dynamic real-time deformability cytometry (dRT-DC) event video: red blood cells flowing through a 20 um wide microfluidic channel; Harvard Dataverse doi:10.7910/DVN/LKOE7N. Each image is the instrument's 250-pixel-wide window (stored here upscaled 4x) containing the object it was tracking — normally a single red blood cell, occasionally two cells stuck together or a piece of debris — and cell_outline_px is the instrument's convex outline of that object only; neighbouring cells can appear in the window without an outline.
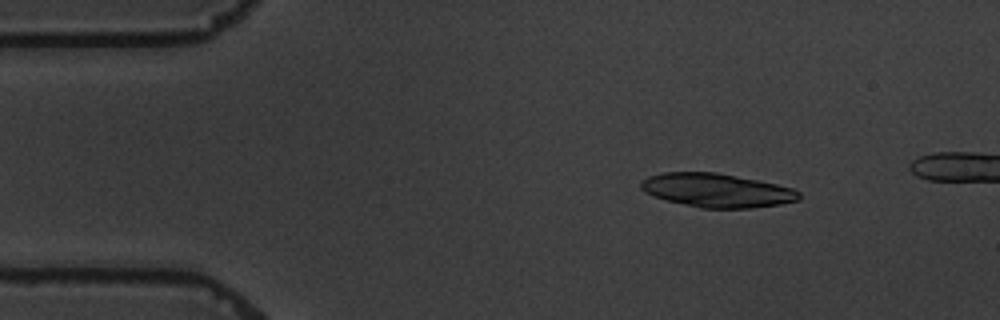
{"species": "common noctule bat (a hibernating species)", "species_latin": "Nyctalus noctula", "temperature_condition": "warm", "stored_images_in_passage": 9, "camera_frame_rate_fps": 3000, "um_per_image_px": 0.085, "animal": {"sex": "male", "body_mass_g": 19.5, "forearm_length_mm": 54.6}, "frame": {"image": 1, "passage_image": 1, "time_ms": 0.0, "image_size_px": [1000, 320], "cell_outline_px": [[800, 200], [780, 204], [752, 208], [700, 208], [652, 196], [644, 192], [640, 188], [640, 180], [648, 176], [664, 172], [716, 172], [760, 180], [792, 188], [800, 192]], "centroid_in_image_um": [60.92, 16.17], "position_along_channel_um": 24.1, "area_um2": 31.27}}